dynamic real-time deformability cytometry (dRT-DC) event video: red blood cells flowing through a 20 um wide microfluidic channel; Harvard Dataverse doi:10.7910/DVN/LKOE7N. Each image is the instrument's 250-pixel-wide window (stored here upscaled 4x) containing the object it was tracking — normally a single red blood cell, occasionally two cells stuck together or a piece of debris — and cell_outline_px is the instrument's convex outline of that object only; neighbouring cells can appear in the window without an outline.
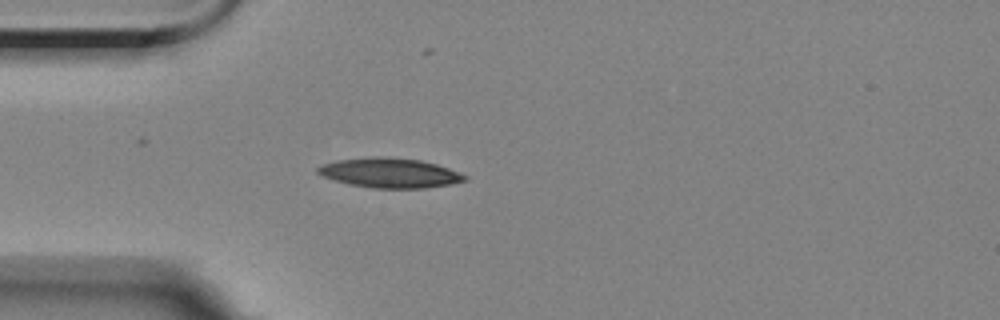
{"species": "Egyptian fruit bat (a non-hibernating species)", "species_latin": "Rousettus aegyptiacus", "temperature_condition": "room temperature", "stored_images_in_passage": 4, "camera_frame_rate_fps": 3000, "um_per_image_px": 0.085, "animal": {"sex": "female"}, "frame": {"image": 1, "passage_image": 4, "time_ms": 3.333, "image_size_px": [1000, 320], "cell_outline_px": [[468, 180], [448, 184], [424, 188], [372, 188], [348, 184], [324, 176], [316, 172], [316, 168], [324, 164], [336, 160], [372, 156], [380, 156], [420, 160], [436, 164], [448, 168], [468, 176]], "centroid_in_image_um": [33.12, 14.69], "position_along_channel_um": 51.9, "area_um2": 25.32}}